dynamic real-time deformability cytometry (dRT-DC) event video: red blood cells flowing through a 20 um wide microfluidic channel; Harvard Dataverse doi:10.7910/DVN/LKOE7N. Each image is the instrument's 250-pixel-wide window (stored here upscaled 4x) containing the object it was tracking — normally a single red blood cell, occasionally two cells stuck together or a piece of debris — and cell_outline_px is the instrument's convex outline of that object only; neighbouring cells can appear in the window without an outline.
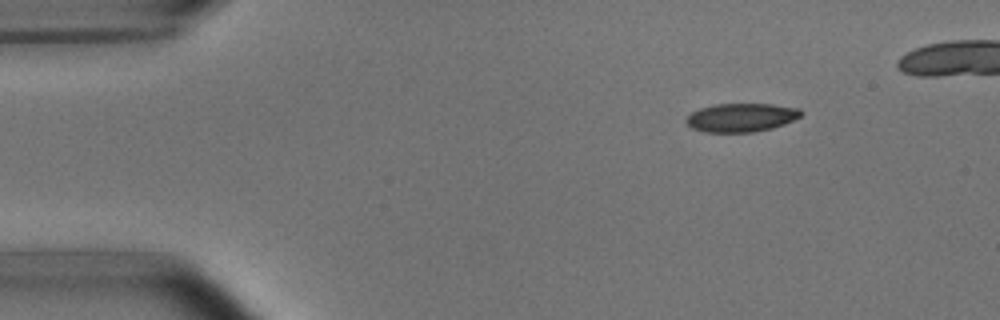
{"species": "common noctule bat (a hibernating species)", "species_latin": "Nyctalus noctula", "temperature_condition": "room temperature", "stored_images_in_passage": 6, "camera_frame_rate_fps": 3000, "um_per_image_px": 0.085, "animal": {"sex": "male", "body_mass_g": 15.6}, "frame": {"image": 1, "passage_image": 2, "time_ms": 1.333, "image_size_px": [1000, 320], "cell_outline_px": [[804, 112], [800, 116], [784, 124], [772, 128], [752, 132], [704, 132], [692, 128], [684, 120], [692, 112], [700, 108], [716, 104], [772, 104], [800, 108]], "centroid_in_image_um": [63.01, 9.98], "position_along_channel_um": 22.0, "area_um2": 19.07}}